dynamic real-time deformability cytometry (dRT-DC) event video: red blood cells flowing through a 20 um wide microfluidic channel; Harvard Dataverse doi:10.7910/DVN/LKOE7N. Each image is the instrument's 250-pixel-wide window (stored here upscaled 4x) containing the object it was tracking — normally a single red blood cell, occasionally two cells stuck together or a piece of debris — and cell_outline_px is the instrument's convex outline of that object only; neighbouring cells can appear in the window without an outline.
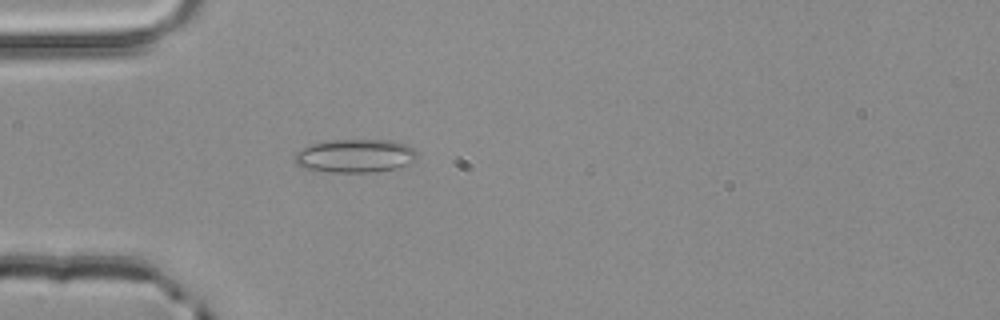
{"species": "common noctule bat (a hibernating species)", "species_latin": "Nyctalus noctula", "temperature_condition": "room temperature", "stored_images_in_passage": 3, "camera_frame_rate_fps": 3000, "um_per_image_px": 0.085, "animal": {"sex": "male", "body_mass_g": 20.4}, "frame": {"image": 1, "passage_image": 3, "time_ms": 0.667, "image_size_px": [1000, 320], "cell_outline_px": [[420, 156], [416, 160], [396, 168], [376, 172], [332, 172], [304, 168], [296, 164], [292, 160], [296, 152], [300, 148], [308, 144], [332, 140], [392, 140], [408, 144], [416, 148]], "centroid_in_image_um": [30.21, 13.23], "position_along_channel_um": 54.8, "area_um2": 24.33}}